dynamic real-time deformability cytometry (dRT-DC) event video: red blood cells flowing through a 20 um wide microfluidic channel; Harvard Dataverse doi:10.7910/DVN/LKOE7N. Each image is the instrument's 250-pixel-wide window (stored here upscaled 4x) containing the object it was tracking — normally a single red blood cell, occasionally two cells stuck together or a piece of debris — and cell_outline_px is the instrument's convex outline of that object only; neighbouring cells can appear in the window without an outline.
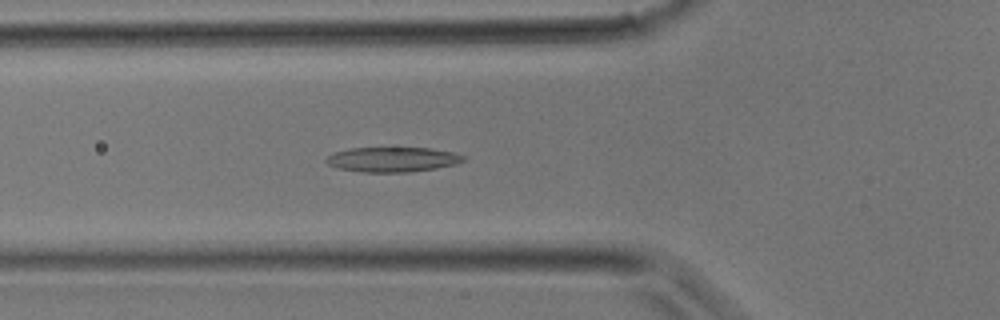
{"species": "common noctule bat (a hibernating species)", "species_latin": "Nyctalus noctula", "temperature_condition": "room temperature", "stored_images_in_passage": 36, "camera_frame_rate_fps": 3000, "um_per_image_px": 0.085, "animal": {"sex": "male", "body_mass_g": 17.9}, "frame": {"image": 1, "passage_image": 13, "time_ms": 4.0, "image_size_px": [1000, 320], "cell_outline_px": [[464, 160], [456, 164], [436, 168], [412, 172], [364, 172], [340, 168], [328, 164], [324, 160], [332, 152], [348, 148], [432, 148], [452, 152], [464, 156]], "centroid_in_image_um": [33.35, 13.55], "position_along_channel_um": 92.5, "area_um2": 19.83}}
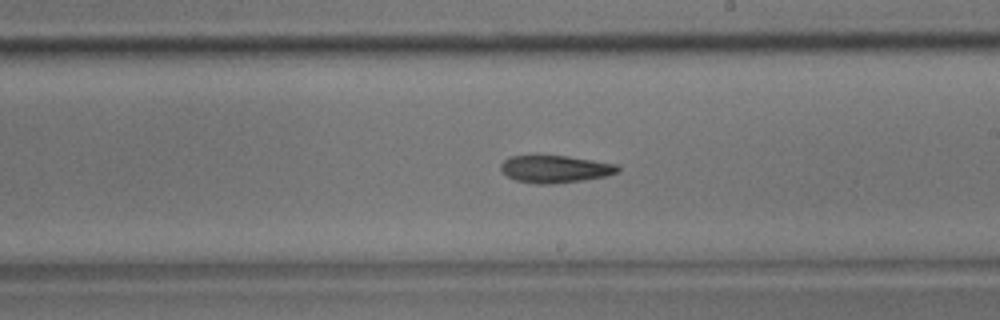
{"frame": {"image": 2, "passage_image": 21, "time_ms": 6.667, "image_size_px": [1000, 320], "cell_outline_px": [[620, 168], [616, 172], [608, 176], [584, 180], [552, 184], [536, 184], [516, 180], [508, 176], [500, 168], [500, 164], [508, 156], [532, 152], [536, 152], [568, 156], [616, 164]], "centroid_in_image_um": [47.11, 14.31], "position_along_channel_um": 241.9, "area_um2": 19.48}}
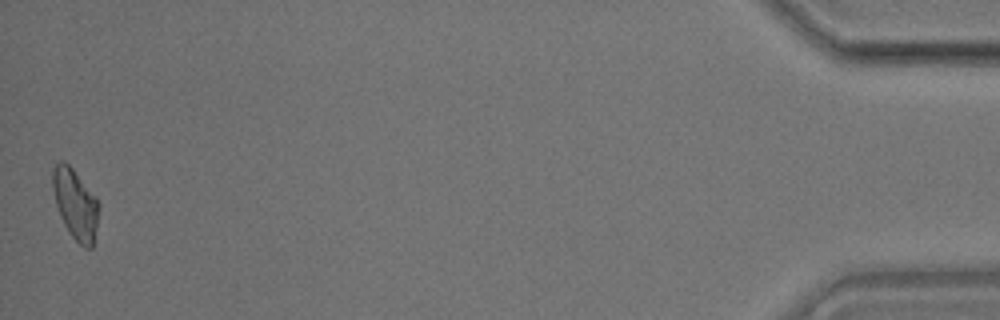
{"frame": {"image": 3, "passage_image": 36, "time_ms": 11.667, "image_size_px": [1000, 320], "cell_outline_px": [[100, 204], [96, 228], [92, 248], [84, 248], [68, 232], [60, 216], [56, 204], [52, 188], [52, 168], [60, 160], [64, 160], [72, 168], [96, 196]], "centroid_in_image_um": [6.4, 17.33], "position_along_channel_um": 428.8, "area_um2": 18.96}}